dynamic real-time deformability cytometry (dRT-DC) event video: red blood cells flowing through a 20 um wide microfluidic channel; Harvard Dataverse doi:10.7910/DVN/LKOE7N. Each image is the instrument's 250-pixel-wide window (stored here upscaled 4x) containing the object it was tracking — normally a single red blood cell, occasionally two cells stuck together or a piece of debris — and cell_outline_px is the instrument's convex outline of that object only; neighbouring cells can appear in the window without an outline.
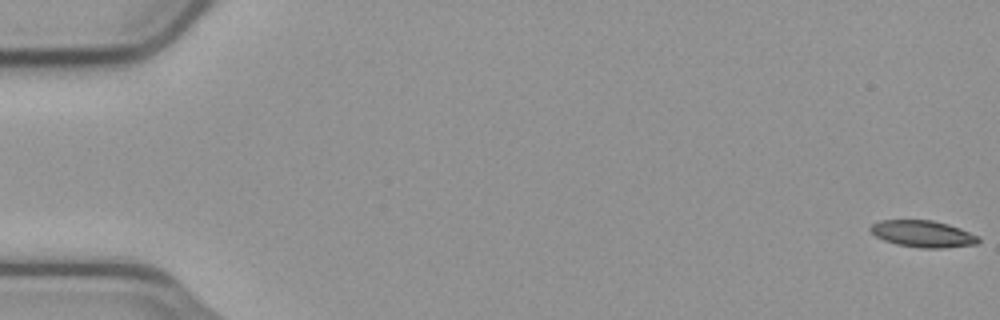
{"species": "common noctule bat (a hibernating species)", "species_latin": "Nyctalus noctula", "temperature_condition": "cold", "stored_images_in_passage": 56, "camera_frame_rate_fps": 3000, "um_per_image_px": 0.085, "animal": {"sex": "male", "body_mass_g": 23.1, "forearm_length_mm": 52.7}, "frame": {"image": 1, "passage_image": 1, "time_ms": 0.0, "image_size_px": [1000, 320], "cell_outline_px": [[980, 240], [976, 244], [944, 248], [920, 248], [896, 244], [884, 240], [876, 236], [868, 228], [872, 224], [880, 220], [932, 220], [948, 224], [960, 228], [980, 236]], "centroid_in_image_um": [78.46, 19.88], "position_along_channel_um": 6.5, "area_um2": 16.88}}
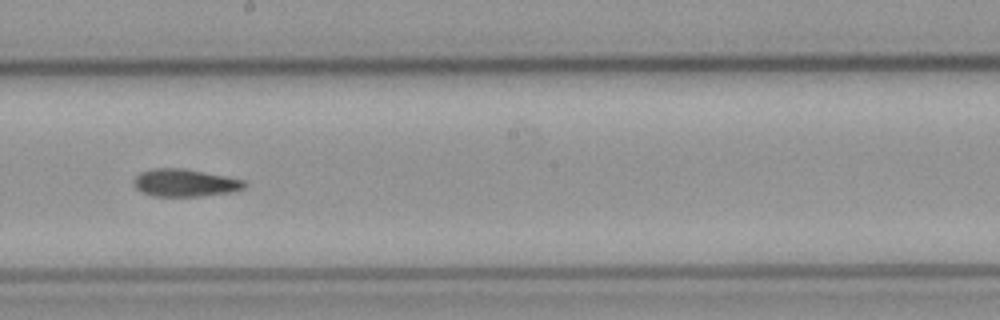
{"frame": {"image": 2, "passage_image": 32, "time_ms": 10.333, "image_size_px": [1000, 320], "cell_outline_px": [[248, 184], [244, 188], [232, 192], [200, 196], [152, 196], [140, 192], [132, 184], [132, 180], [140, 172], [152, 168], [184, 168], [244, 180]], "centroid_in_image_um": [15.67, 15.54], "position_along_channel_um": 232.5, "area_um2": 17.92}}
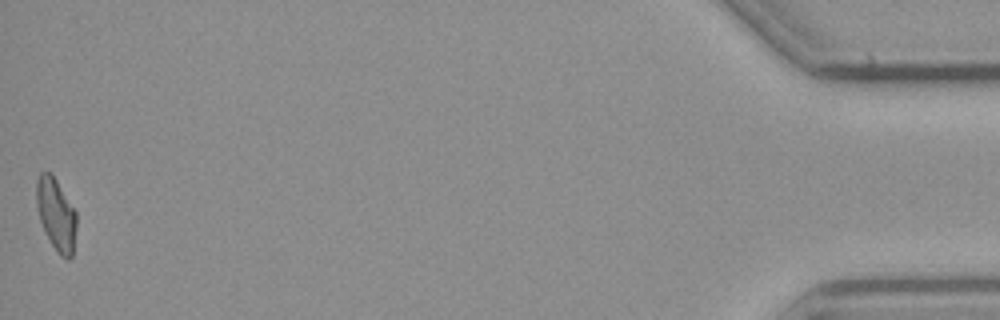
{"frame": {"image": 3, "passage_image": 56, "time_ms": 18.333, "image_size_px": [1000, 320], "cell_outline_px": [[76, 228], [72, 256], [68, 260], [60, 256], [44, 232], [36, 208], [36, 180], [40, 172], [52, 172], [76, 212]], "centroid_in_image_um": [4.75, 18.2], "position_along_channel_um": 430.4, "area_um2": 16.99}, "authors_computed_cell_mechanics": {"area_um2": 17.5134, "velocity_mm_per_s": 3.7303, "shape_relaxation_time_tau1_ms": 7.2203, "shape_relaxation_time_tau2_ms": 4.3749, "deformation_change_tau1": 0.1713, "deformation_change_tau2": 0.1182}}